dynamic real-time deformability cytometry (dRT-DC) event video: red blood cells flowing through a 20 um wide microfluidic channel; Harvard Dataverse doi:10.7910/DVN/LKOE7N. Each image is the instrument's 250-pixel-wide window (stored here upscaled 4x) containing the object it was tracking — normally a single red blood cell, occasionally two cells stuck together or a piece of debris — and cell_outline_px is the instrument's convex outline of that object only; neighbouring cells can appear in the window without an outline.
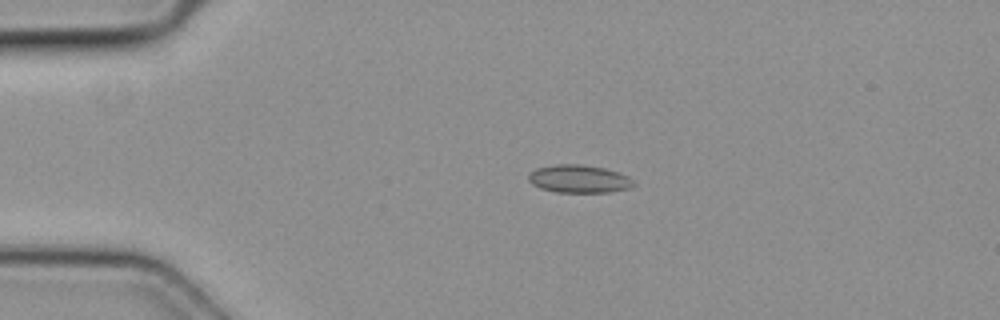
{"species": "common noctule bat (a hibernating species)", "species_latin": "Nyctalus noctula", "temperature_condition": "cold", "stored_images_in_passage": 5, "camera_frame_rate_fps": 3000, "um_per_image_px": 0.085, "animal": {"sex": "female", "body_mass_g": 19.3, "forearm_length_mm": 54.1}, "frame": {"image": 1, "passage_image": 4, "time_ms": 1.0, "image_size_px": [1000, 320], "cell_outline_px": [[636, 184], [628, 188], [608, 192], [556, 192], [540, 188], [532, 184], [528, 180], [528, 176], [536, 168], [556, 164], [580, 164], [604, 168], [628, 176]], "centroid_in_image_um": [49.19, 15.2], "position_along_channel_um": 35.8, "area_um2": 16.94}}